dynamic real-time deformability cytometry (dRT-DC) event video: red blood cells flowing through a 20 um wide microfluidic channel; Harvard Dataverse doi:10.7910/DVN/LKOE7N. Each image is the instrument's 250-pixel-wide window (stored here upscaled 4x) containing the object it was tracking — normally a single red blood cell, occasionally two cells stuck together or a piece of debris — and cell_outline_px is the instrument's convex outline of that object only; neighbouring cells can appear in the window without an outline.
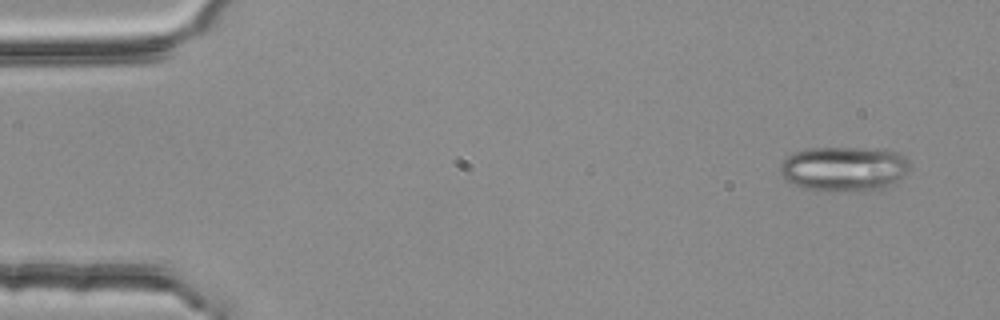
{"species": "common noctule bat (a hibernating species)", "species_latin": "Nyctalus noctula", "temperature_condition": "room temperature", "stored_images_in_passage": 3, "camera_frame_rate_fps": 3000, "um_per_image_px": 0.085, "animal": {"sex": "female", "body_mass_g": 25.1}, "frame": {"image": 1, "passage_image": 1, "time_ms": 0.0, "image_size_px": [1000, 320], "cell_outline_px": [[908, 172], [900, 180], [892, 184], [880, 188], [864, 192], [856, 192], [804, 188], [780, 176], [780, 164], [788, 156], [796, 152], [808, 148], [876, 148], [896, 152], [904, 156], [908, 160]], "centroid_in_image_um": [71.77, 14.34], "position_along_channel_um": 13.2, "area_um2": 33.81}}